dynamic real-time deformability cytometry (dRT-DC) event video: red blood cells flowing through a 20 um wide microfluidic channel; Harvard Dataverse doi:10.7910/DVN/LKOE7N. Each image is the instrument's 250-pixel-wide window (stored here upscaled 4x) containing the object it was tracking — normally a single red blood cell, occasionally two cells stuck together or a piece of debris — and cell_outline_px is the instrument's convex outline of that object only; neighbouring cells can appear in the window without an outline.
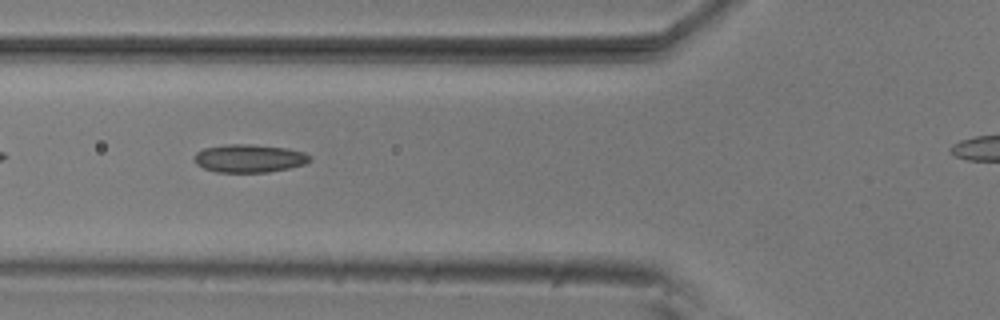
{"species": "common noctule bat (a hibernating species)", "species_latin": "Nyctalus noctula", "temperature_condition": "room temperature", "stored_images_in_passage": 34, "camera_frame_rate_fps": 3000, "um_per_image_px": 0.085, "animal": {"sex": "male", "body_mass_g": 20.5, "forearm_length_mm": 52.5}, "frame": {"image": 1, "passage_image": 6, "time_ms": 1.667, "image_size_px": [1000, 320], "cell_outline_px": [[312, 160], [304, 164], [288, 168], [268, 172], [216, 172], [204, 168], [196, 164], [196, 152], [204, 148], [224, 144], [252, 144], [288, 148], [304, 152], [312, 156]], "centroid_in_image_um": [21.22, 13.45], "position_along_channel_um": 104.6, "area_um2": 18.96}}
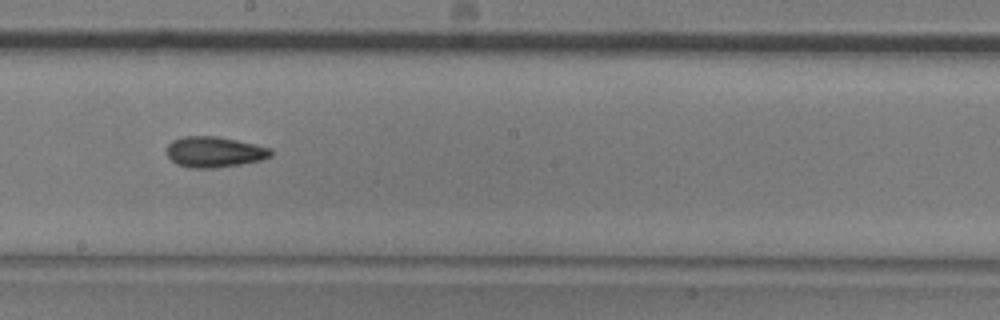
{"frame": {"image": 2, "passage_image": 16, "time_ms": 5.0, "image_size_px": [1000, 320], "cell_outline_px": [[272, 156], [264, 160], [216, 168], [192, 168], [176, 164], [168, 156], [168, 144], [172, 140], [184, 136], [216, 136], [256, 144], [272, 148]], "centroid_in_image_um": [18.26, 12.92], "position_along_channel_um": 229.9, "area_um2": 18.73}}
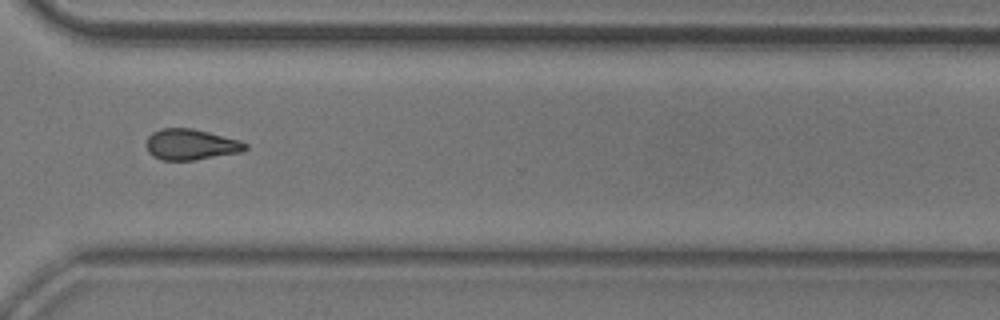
{"frame": {"image": 3, "passage_image": 26, "time_ms": 8.333, "image_size_px": [1000, 320], "cell_outline_px": [[248, 148], [240, 152], [196, 160], [160, 160], [152, 156], [148, 152], [148, 136], [152, 132], [160, 128], [192, 128], [240, 140], [248, 144]], "centroid_in_image_um": [16.23, 12.28], "position_along_channel_um": 354.4, "area_um2": 17.8}, "authors_computed_cell_mechanics": {"area_um2": 17.8024, "velocity_mm_per_s": 3.7408, "shape_relaxation_time_tau1_ms": 10.4138, "shape_relaxation_time_tau2_ms": 10.2993, "deformation_change_tau1": 0.1685, "deformation_change_tau2": 0.1778}}